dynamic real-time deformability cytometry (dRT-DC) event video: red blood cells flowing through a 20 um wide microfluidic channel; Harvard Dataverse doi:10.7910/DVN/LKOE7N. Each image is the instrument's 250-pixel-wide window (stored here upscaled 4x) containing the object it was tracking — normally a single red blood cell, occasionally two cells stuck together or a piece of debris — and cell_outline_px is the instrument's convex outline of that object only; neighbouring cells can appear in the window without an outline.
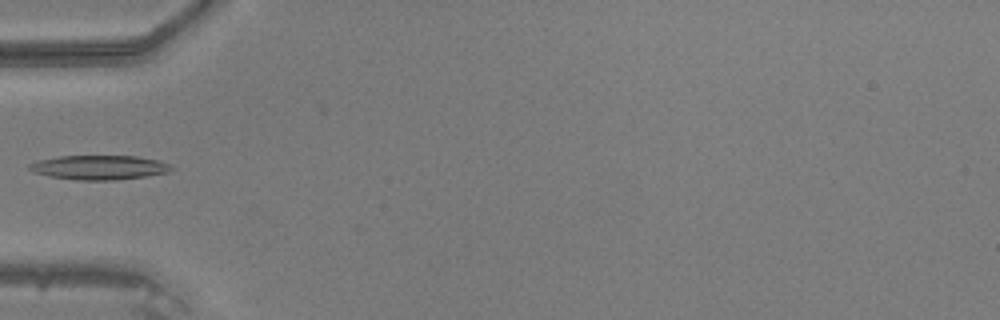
{"species": "common noctule bat (a hibernating species)", "species_latin": "Nyctalus noctula", "temperature_condition": "warm", "stored_images_in_passage": 32, "camera_frame_rate_fps": 3000, "um_per_image_px": 0.085, "animal": {"sex": "male", "body_mass_g": 20.5, "forearm_length_mm": 52.5}, "frame": {"image": 1, "passage_image": 1, "time_ms": 0.0, "image_size_px": [1000, 320], "cell_outline_px": [[176, 168], [168, 172], [144, 176], [116, 180], [80, 180], [48, 176], [32, 172], [28, 168], [28, 164], [36, 160], [60, 156], [136, 156], [160, 160]], "centroid_in_image_um": [8.41, 14.22], "position_along_channel_um": 76.6, "area_um2": 20.23}}
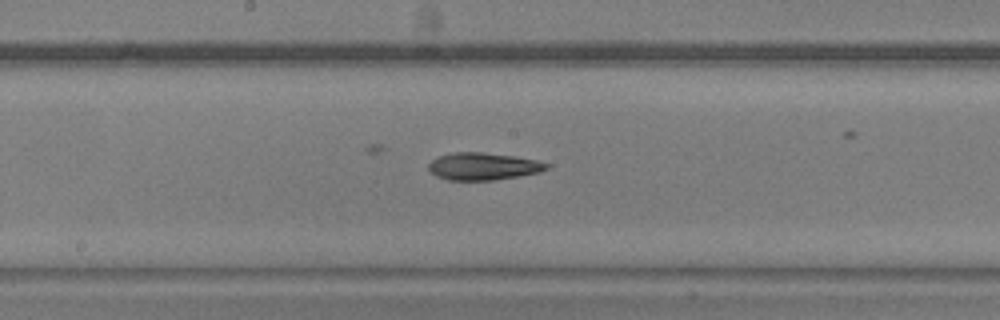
{"frame": {"image": 2, "passage_image": 10, "time_ms": 3.0, "image_size_px": [1000, 320], "cell_outline_px": [[548, 168], [540, 172], [492, 180], [448, 180], [436, 176], [428, 168], [428, 164], [432, 160], [440, 156], [452, 152], [484, 152], [516, 156], [536, 160], [548, 164]], "centroid_in_image_um": [41.05, 14.13], "position_along_channel_um": 207.1, "area_um2": 18.67}}
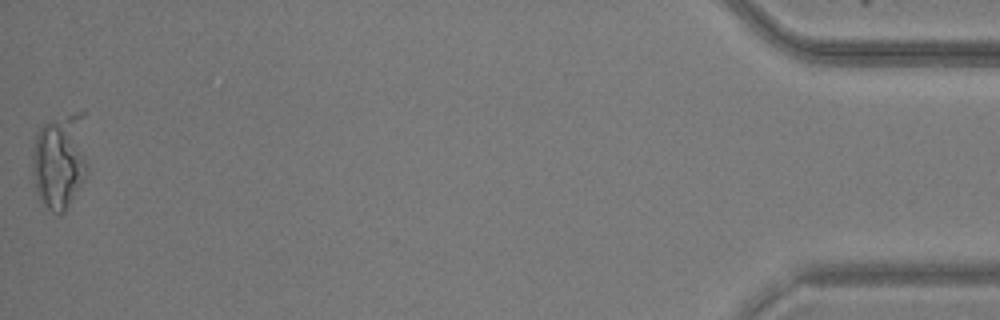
{"frame": {"image": 3, "passage_image": 32, "time_ms": 10.333, "image_size_px": [1000, 320], "cell_outline_px": [[88, 168], [84, 180], [64, 212], [60, 216], [52, 212], [40, 200], [36, 192], [32, 172], [32, 152], [36, 132], [44, 124], [52, 120], [84, 108], [88, 164]], "centroid_in_image_um": [5.12, 13.63], "position_along_channel_um": 430.1, "area_um2": 31.85}}